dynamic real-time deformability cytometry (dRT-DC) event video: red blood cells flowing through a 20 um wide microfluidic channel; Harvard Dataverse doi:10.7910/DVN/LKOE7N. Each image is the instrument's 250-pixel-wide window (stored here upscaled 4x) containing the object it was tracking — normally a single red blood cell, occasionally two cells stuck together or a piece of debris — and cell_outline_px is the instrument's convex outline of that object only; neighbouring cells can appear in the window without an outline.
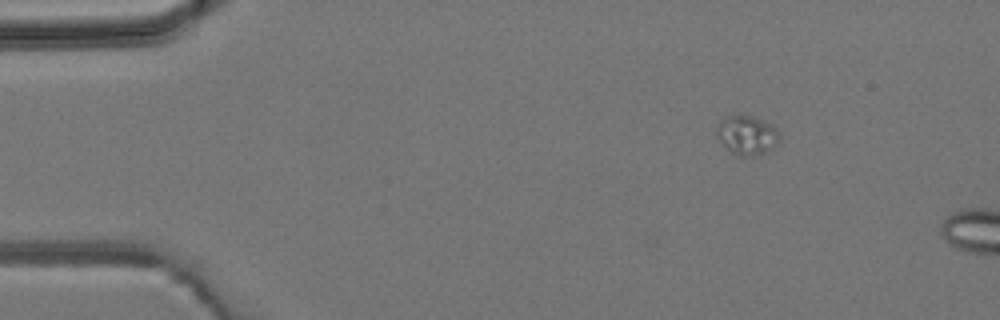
{"species": "common noctule bat (a hibernating species)", "species_latin": "Nyctalus noctula", "temperature_condition": "room temperature", "stored_images_in_passage": 3, "camera_frame_rate_fps": 3000, "um_per_image_px": 0.085, "animal": {"sex": "male", "body_mass_g": 19.2, "forearm_length_mm": 51.8}, "frame": {"image": 1, "passage_image": 1, "time_ms": 0.0, "image_size_px": [1000, 320], "cell_outline_px": [[780, 136], [776, 144], [772, 148], [756, 156], [736, 156], [716, 136], [716, 128], [720, 120], [724, 116], [752, 116], [764, 120], [772, 124], [780, 132]], "centroid_in_image_um": [63.5, 11.48], "position_along_channel_um": 21.5, "area_um2": 14.33}}